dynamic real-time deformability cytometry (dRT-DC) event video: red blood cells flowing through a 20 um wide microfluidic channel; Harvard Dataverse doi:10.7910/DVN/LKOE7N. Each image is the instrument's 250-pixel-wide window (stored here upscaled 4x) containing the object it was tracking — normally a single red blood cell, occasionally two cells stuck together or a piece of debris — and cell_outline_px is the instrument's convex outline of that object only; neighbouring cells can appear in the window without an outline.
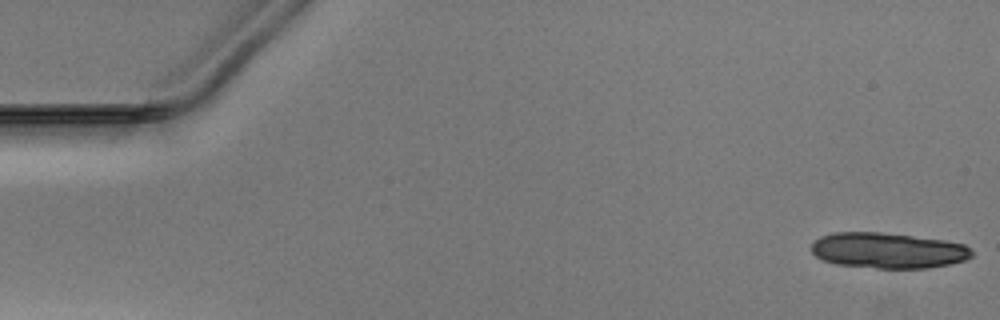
{"species": "Egyptian fruit bat (a non-hibernating species)", "species_latin": "Rousettus aegyptiacus", "temperature_condition": "warm", "stored_images_in_passage": 15, "camera_frame_rate_fps": 3000, "um_per_image_px": 0.085, "animal": {"sex": "male"}, "frame": {"image": 1, "passage_image": 1, "time_ms": 0.0, "image_size_px": [1000, 320], "cell_outline_px": [[972, 256], [964, 260], [948, 264], [928, 268], [876, 268], [836, 264], [824, 260], [816, 256], [812, 252], [812, 244], [820, 236], [832, 232], [880, 232], [944, 240], [964, 244], [972, 252]], "centroid_in_image_um": [75.45, 21.28], "position_along_channel_um": 9.5, "area_um2": 33.12}}